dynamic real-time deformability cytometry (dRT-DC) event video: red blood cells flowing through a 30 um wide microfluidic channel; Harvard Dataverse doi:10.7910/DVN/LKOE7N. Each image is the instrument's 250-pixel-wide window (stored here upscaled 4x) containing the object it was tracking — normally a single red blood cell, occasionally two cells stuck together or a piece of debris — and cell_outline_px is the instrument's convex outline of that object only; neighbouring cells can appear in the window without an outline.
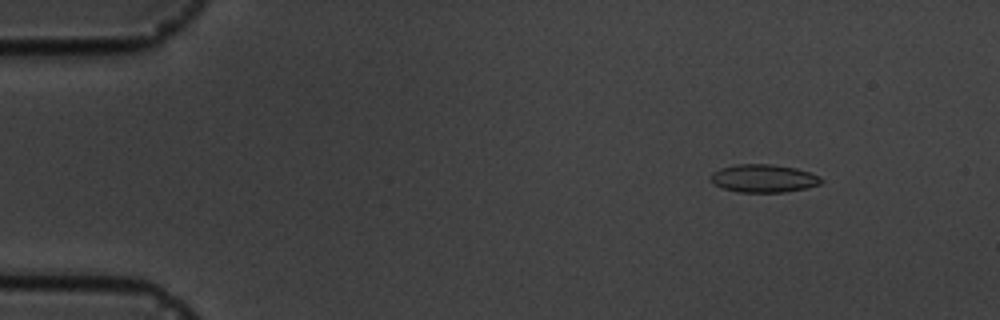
{"species": "common noctule bat (a hibernating species)", "species_latin": "Nyctalus noctula", "temperature_condition": "cold", "stored_images_in_passage": 4, "camera_frame_rate_fps": 3000, "um_per_image_px": 0.085, "animal": {"sex": "male", "body_mass_g": 19.5, "forearm_length_mm": 54.6}, "frame": {"image": 1, "passage_image": 2, "time_ms": 1.0, "image_size_px": [1000, 320], "cell_outline_px": [[824, 180], [820, 184], [808, 188], [784, 192], [736, 192], [712, 184], [708, 180], [712, 172], [720, 168], [736, 164], [772, 164], [796, 168], [820, 176]], "centroid_in_image_um": [64.88, 15.16], "position_along_channel_um": 20.1, "area_um2": 18.26}}
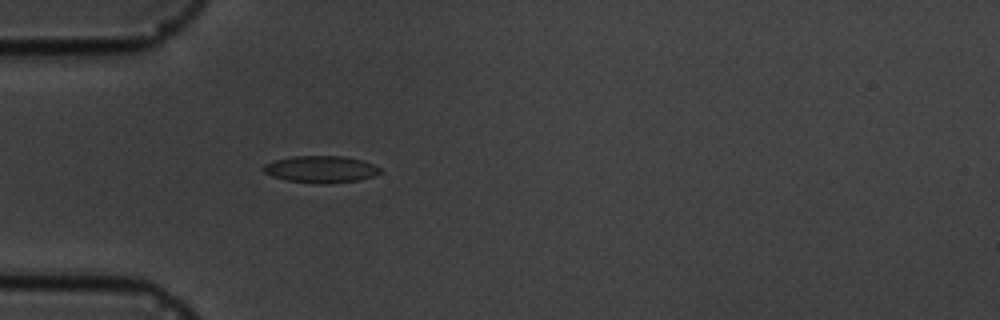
{"frame": {"image": 2, "passage_image": 4, "time_ms": 4.333, "image_size_px": [1000, 320], "cell_outline_px": [[384, 172], [360, 180], [328, 184], [320, 184], [284, 180], [272, 176], [264, 172], [260, 168], [264, 164], [276, 160], [292, 156], [344, 156], [364, 160], [380, 168]], "centroid_in_image_um": [27.28, 14.39], "position_along_channel_um": 57.7, "area_um2": 18.55}}